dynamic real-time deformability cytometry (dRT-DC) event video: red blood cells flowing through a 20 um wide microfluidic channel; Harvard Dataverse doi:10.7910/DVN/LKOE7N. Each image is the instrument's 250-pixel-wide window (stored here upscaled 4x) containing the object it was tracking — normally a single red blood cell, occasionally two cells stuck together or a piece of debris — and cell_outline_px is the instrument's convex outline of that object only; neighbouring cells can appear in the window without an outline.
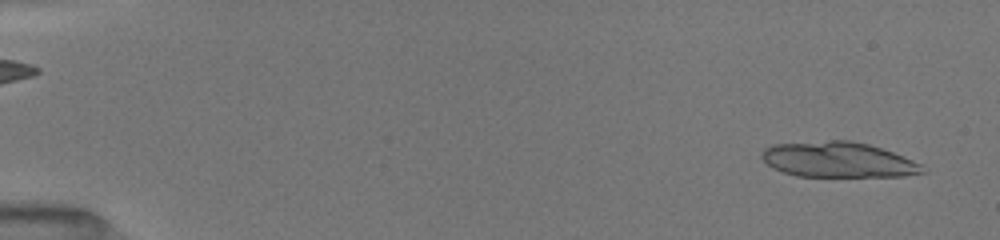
{"species": "common noctule bat (a hibernating species)", "species_latin": "Nyctalus noctula", "temperature_condition": "room temperature", "stored_images_in_passage": 23, "camera_frame_rate_fps": 3000, "um_per_image_px": 0.085, "animal": {"sex": "female", "body_mass_g": 19.5, "forearm_length_mm": 54.1}, "frame": {"image": 1, "passage_image": 2, "time_ms": 0.333, "image_size_px": [1000, 240], "cell_outline_px": [[928, 172], [904, 176], [796, 176], [772, 168], [760, 156], [760, 152], [764, 148], [772, 144], [832, 140], [852, 140], [868, 144], [904, 156], [928, 168]], "centroid_in_image_um": [71.25, 13.57], "position_along_channel_um": 13.8, "area_um2": 33.29}}